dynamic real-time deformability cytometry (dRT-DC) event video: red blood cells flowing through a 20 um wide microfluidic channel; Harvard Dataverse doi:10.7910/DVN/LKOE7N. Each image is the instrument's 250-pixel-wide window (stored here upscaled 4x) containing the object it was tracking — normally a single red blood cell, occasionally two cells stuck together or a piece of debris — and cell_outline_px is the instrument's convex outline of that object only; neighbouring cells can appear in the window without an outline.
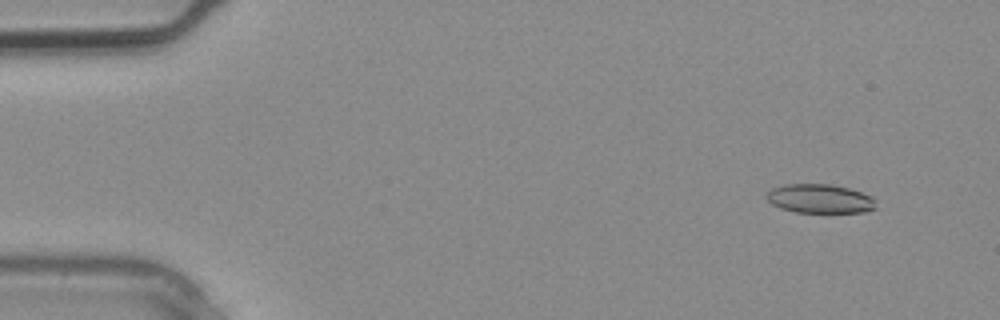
{"species": "common noctule bat (a hibernating species)", "species_latin": "Nyctalus noctula", "temperature_condition": "warm", "stored_images_in_passage": 3, "segment_of_instrument_passage": [1, 2], "camera_frame_rate_fps": 3000, "um_per_image_px": 0.085, "animal": {"sex": "male", "body_mass_g": 20.4}, "frame": {"image": 1, "passage_image": 1, "time_ms": 0.0, "image_size_px": [1000, 320], "cell_outline_px": [[876, 208], [864, 212], [796, 212], [780, 208], [772, 204], [764, 196], [772, 188], [784, 184], [828, 184], [848, 188], [872, 196], [876, 200]], "centroid_in_image_um": [69.68, 16.89], "position_along_channel_um": 15.3, "area_um2": 18.5}}